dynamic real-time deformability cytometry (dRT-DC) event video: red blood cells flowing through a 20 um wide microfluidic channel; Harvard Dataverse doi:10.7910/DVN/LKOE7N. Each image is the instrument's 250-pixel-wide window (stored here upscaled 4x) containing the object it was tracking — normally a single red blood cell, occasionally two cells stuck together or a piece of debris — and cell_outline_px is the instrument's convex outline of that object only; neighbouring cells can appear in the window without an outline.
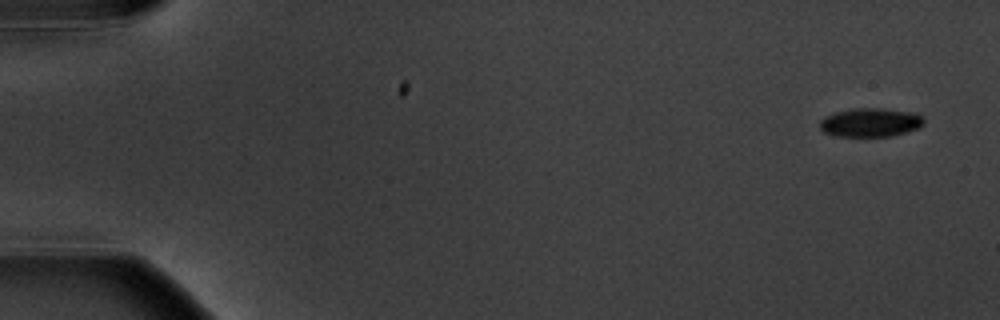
{"species": "common noctule bat (a hibernating species)", "species_latin": "Nyctalus noctula", "temperature_condition": "warm", "stored_images_in_passage": 3, "camera_frame_rate_fps": 3000, "um_per_image_px": 0.085, "animal": {"sex": "male", "body_mass_g": 20.1, "forearm_length_mm": 53.5}, "frame": {"image": 1, "passage_image": 1, "time_ms": 0.0, "image_size_px": [1000, 320], "cell_outline_px": [[924, 124], [920, 128], [892, 136], [832, 136], [824, 132], [820, 128], [820, 120], [824, 116], [836, 112], [856, 108], [880, 108], [916, 112], [924, 120]], "centroid_in_image_um": [74.0, 10.41], "position_along_channel_um": 11.0, "area_um2": 17.57}}